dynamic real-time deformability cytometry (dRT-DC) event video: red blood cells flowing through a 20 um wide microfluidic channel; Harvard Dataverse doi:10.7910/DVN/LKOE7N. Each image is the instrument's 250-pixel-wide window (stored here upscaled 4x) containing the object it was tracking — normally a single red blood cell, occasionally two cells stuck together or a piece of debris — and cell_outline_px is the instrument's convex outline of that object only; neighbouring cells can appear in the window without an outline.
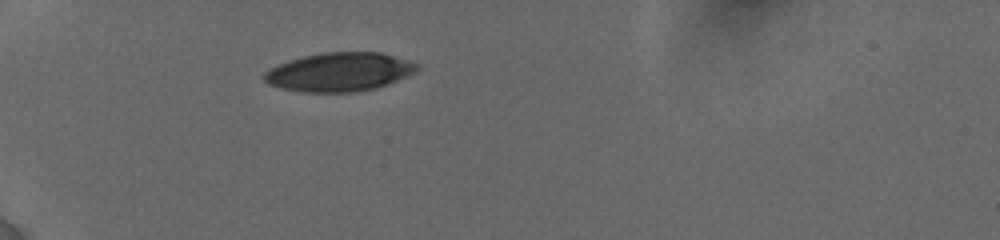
{"species": "human", "species_latin": "Homo sapiens", "temperature_condition": "cold", "stored_images_in_passage": 38, "camera_frame_rate_fps": 3000, "um_per_image_px": 0.085, "donor": {"sex": "female"}, "frame": {"image": 1, "passage_image": 1, "time_ms": 0.0, "image_size_px": [1000, 240], "cell_outline_px": [[420, 68], [416, 72], [376, 88], [356, 92], [300, 92], [280, 88], [268, 84], [260, 76], [264, 72], [280, 64], [304, 56], [324, 52], [380, 52], [408, 60], [420, 64]], "centroid_in_image_um": [28.85, 6.12], "position_along_channel_um": 56.2, "area_um2": 34.51}}
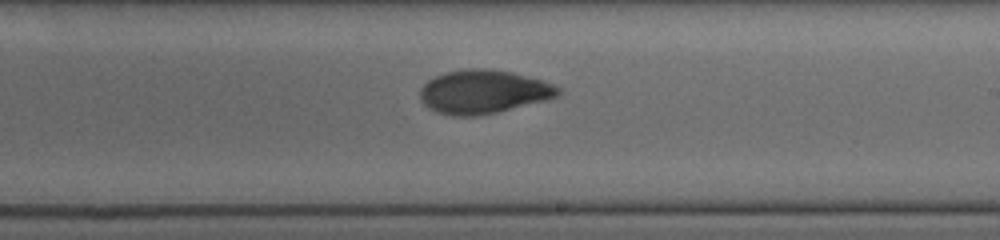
{"frame": {"image": 2, "passage_image": 18, "time_ms": 5.667, "image_size_px": [1000, 240], "cell_outline_px": [[560, 92], [556, 96], [548, 100], [496, 112], [476, 116], [452, 116], [436, 112], [428, 108], [420, 100], [420, 88], [428, 80], [444, 72], [468, 68], [484, 68], [512, 72], [544, 80], [560, 88]], "centroid_in_image_um": [41.07, 7.8], "position_along_channel_um": 247.9, "area_um2": 35.26}}
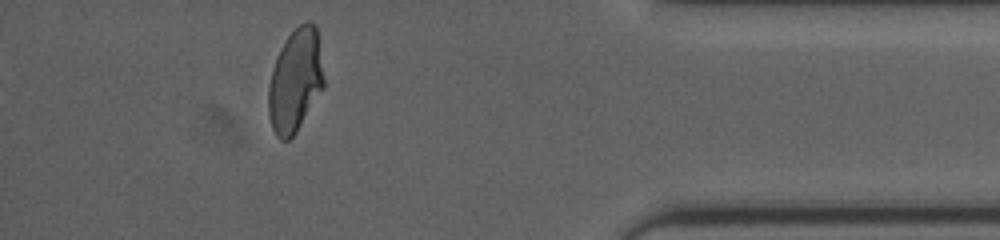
{"frame": {"image": 3, "passage_image": 34, "time_ms": 10.667, "image_size_px": [1000, 240], "cell_outline_px": [[324, 88], [296, 132], [288, 140], [280, 140], [276, 136], [272, 128], [268, 112], [268, 88], [272, 68], [276, 56], [280, 48], [288, 36], [300, 24], [308, 20], [316, 28], [324, 80]], "centroid_in_image_um": [25.08, 6.88], "position_along_channel_um": 410.1, "area_um2": 33.12}, "authors_computed_cell_mechanics": {"area_um2": 34.4488, "velocity_mm_per_s": 3.8482, "shape_relaxation_time_tau1_ms": 4.214, "shape_relaxation_time_tau2_ms": 2.017, "deformation_change_tau1": 0.1645, "deformation_change_tau2": 0.0671}}